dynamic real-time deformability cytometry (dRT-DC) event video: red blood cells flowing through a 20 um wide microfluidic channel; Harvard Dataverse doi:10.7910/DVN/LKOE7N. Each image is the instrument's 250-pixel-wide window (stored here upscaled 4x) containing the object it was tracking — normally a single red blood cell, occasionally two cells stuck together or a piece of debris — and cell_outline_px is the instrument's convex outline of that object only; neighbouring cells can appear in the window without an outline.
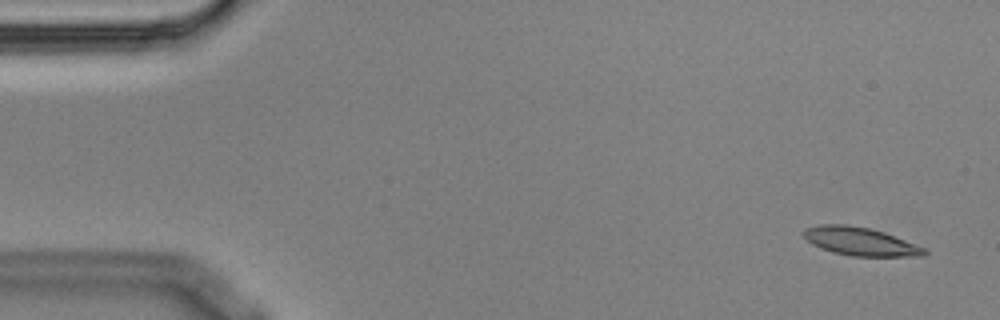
{"species": "Egyptian fruit bat (a non-hibernating species)", "species_latin": "Rousettus aegyptiacus", "temperature_condition": "cold", "stored_images_in_passage": 5, "camera_frame_rate_fps": 3000, "um_per_image_px": 0.085, "animal": {"sex": "male"}, "frame": {"image": 1, "passage_image": 1, "time_ms": 0.0, "image_size_px": [1000, 320], "cell_outline_px": [[928, 252], [924, 256], [852, 256], [832, 252], [820, 248], [812, 244], [800, 232], [808, 228], [820, 224], [848, 224], [868, 228], [884, 232], [928, 248]], "centroid_in_image_um": [73.15, 20.52], "position_along_channel_um": 11.8, "area_um2": 20.0}}
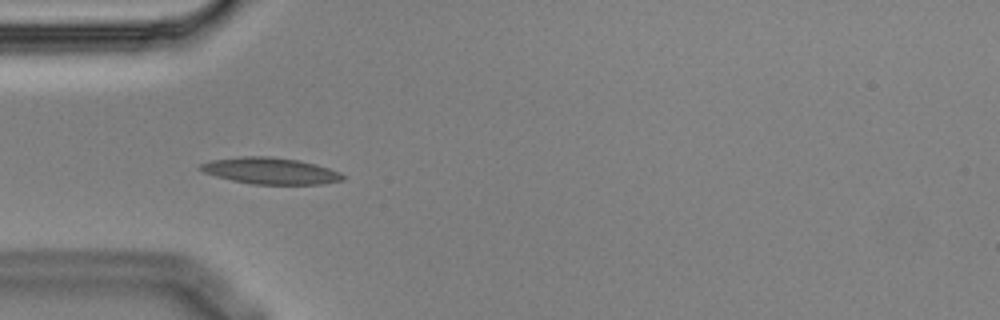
{"frame": {"image": 2, "passage_image": 4, "time_ms": 1.0, "image_size_px": [1000, 320], "cell_outline_px": [[344, 180], [320, 184], [252, 184], [232, 180], [216, 176], [204, 172], [196, 168], [200, 164], [212, 160], [244, 156], [268, 156], [300, 160], [316, 164], [340, 172], [344, 176]], "centroid_in_image_um": [22.98, 14.52], "position_along_channel_um": 62.0, "area_um2": 21.91}}
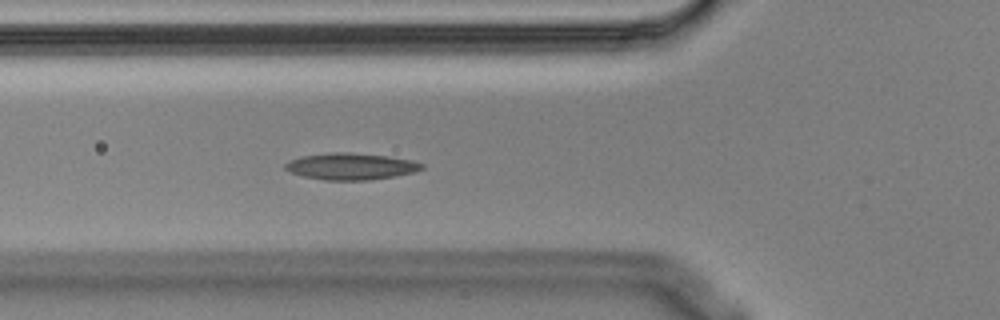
{"frame": {"image": 3, "passage_image": 5, "time_ms": 1.333, "image_size_px": [1000, 320], "cell_outline_px": [[424, 168], [416, 172], [396, 176], [368, 180], [324, 180], [304, 176], [292, 172], [284, 168], [284, 164], [292, 160], [304, 156], [332, 152], [348, 152], [388, 156], [412, 160], [424, 164]], "centroid_in_image_um": [29.89, 14.14], "position_along_channel_um": 95.9, "area_um2": 21.1}}